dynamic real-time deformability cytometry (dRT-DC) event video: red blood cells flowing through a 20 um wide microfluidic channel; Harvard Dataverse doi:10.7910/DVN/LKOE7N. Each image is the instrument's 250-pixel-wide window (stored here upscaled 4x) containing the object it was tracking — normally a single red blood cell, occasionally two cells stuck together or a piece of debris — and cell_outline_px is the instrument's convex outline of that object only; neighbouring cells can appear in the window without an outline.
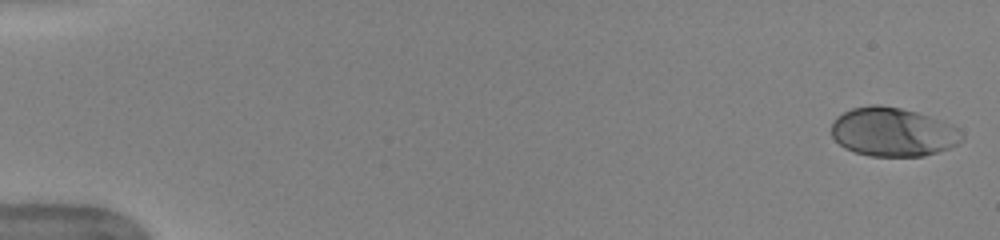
{"species": "human", "species_latin": "Homo sapiens", "temperature_condition": "warm", "stored_images_in_passage": 51, "camera_frame_rate_fps": 3000, "um_per_image_px": 0.085, "donor": {"sex": "female"}, "frame": {"image": 1, "passage_image": 1, "time_ms": 0.0, "image_size_px": [1000, 240], "cell_outline_px": [[964, 140], [948, 148], [924, 156], [872, 156], [856, 152], [844, 148], [832, 136], [832, 124], [844, 112], [852, 108], [872, 104], [880, 104], [900, 108], [916, 112], [952, 124], [964, 136]], "centroid_in_image_um": [75.91, 11.22], "position_along_channel_um": 9.1, "area_um2": 36.82}}
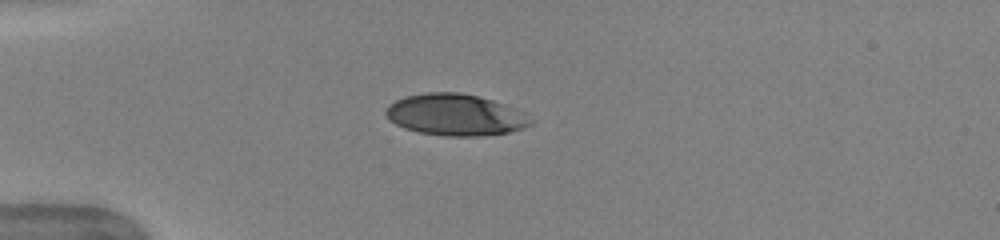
{"frame": {"image": 2, "passage_image": 14, "time_ms": 4.333, "image_size_px": [1000, 240], "cell_outline_px": [[532, 124], [508, 132], [476, 136], [444, 136], [420, 132], [404, 128], [388, 120], [384, 112], [388, 104], [404, 96], [428, 92], [460, 92], [492, 100], [524, 112], [532, 120]], "centroid_in_image_um": [38.65, 9.75], "position_along_channel_um": 46.4, "area_um2": 34.91}}
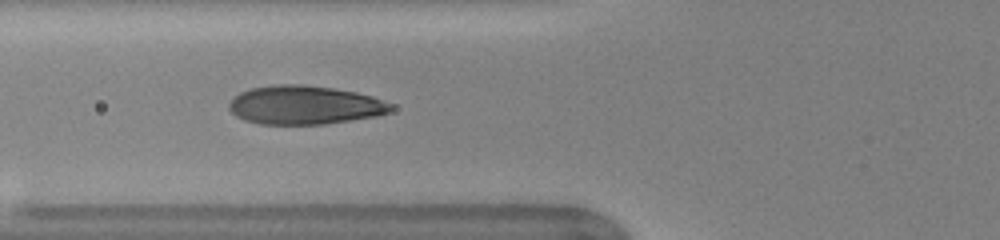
{"frame": {"image": 3, "passage_image": 20, "time_ms": 6.333, "image_size_px": [1000, 240], "cell_outline_px": [[396, 108], [388, 112], [376, 116], [324, 124], [260, 124], [244, 120], [236, 116], [228, 108], [228, 104], [240, 92], [252, 88], [276, 84], [300, 84], [332, 88], [356, 92], [372, 96], [396, 104]], "centroid_in_image_um": [25.93, 8.93], "position_along_channel_um": 99.9, "area_um2": 36.59}, "authors_computed_cell_mechanics": {"area_um2": 36.992, "velocity_mm_per_s": 3.9719, "shape_relaxation_time_tau1_ms": 3.7172, "shape_relaxation_time_tau2_ms": null, "deformation_change_tau1": 0.1814, "deformation_change_tau2": null}}